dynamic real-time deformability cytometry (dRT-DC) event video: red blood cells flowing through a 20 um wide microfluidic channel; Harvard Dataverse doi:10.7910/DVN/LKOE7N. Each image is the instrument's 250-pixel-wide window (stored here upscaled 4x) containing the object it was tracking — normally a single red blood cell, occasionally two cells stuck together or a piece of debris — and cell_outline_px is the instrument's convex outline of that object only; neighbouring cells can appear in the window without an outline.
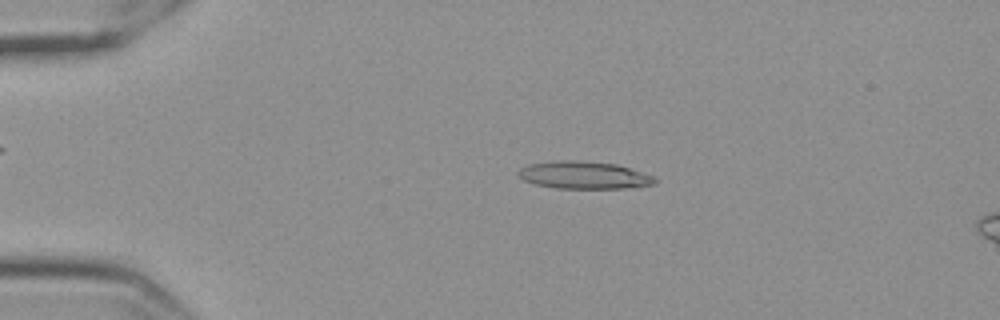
{"species": "Egyptian fruit bat (a non-hibernating species)", "species_latin": "Rousettus aegyptiacus", "temperature_condition": "cold", "stored_images_in_passage": 17, "camera_frame_rate_fps": 3000, "um_per_image_px": 0.085, "frame": {"image": 1, "passage_image": 12, "time_ms": 3.667, "image_size_px": [1000, 320], "cell_outline_px": [[660, 180], [656, 184], [624, 188], [556, 188], [532, 184], [516, 176], [516, 172], [520, 168], [528, 164], [552, 160], [580, 160], [616, 164], [656, 176]], "centroid_in_image_um": [49.61, 14.88], "position_along_channel_um": 35.4, "area_um2": 22.31}}